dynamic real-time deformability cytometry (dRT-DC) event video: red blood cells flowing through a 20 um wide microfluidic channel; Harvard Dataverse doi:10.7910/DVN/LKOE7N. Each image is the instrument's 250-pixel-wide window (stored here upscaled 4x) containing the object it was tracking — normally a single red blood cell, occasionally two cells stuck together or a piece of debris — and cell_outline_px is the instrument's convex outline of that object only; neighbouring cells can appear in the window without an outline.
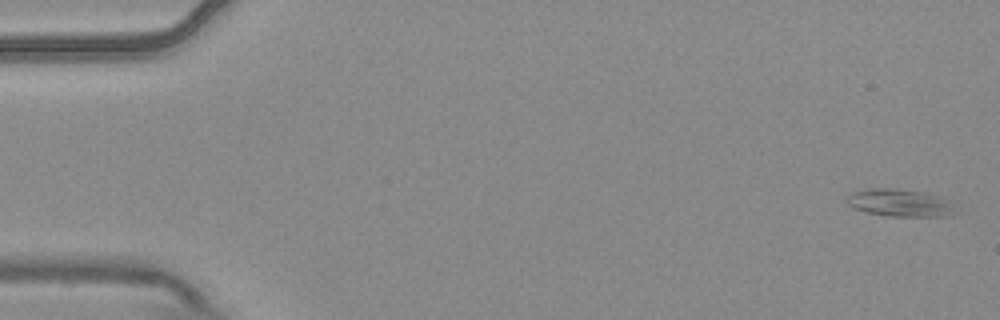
{"species": "common noctule bat (a hibernating species)", "species_latin": "Nyctalus noctula", "temperature_condition": "warm", "stored_images_in_passage": 5, "camera_frame_rate_fps": 3000, "um_per_image_px": 0.085, "animal": {"sex": "male", "body_mass_g": 20.4}, "frame": {"image": 1, "passage_image": 1, "time_ms": 0.0, "image_size_px": [1000, 320], "cell_outline_px": [[960, 212], [952, 216], [888, 216], [868, 212], [852, 208], [844, 200], [852, 192], [868, 188], [896, 188], [924, 192], [936, 196]], "centroid_in_image_um": [76.43, 17.24], "position_along_channel_um": 8.6, "area_um2": 17.28}}